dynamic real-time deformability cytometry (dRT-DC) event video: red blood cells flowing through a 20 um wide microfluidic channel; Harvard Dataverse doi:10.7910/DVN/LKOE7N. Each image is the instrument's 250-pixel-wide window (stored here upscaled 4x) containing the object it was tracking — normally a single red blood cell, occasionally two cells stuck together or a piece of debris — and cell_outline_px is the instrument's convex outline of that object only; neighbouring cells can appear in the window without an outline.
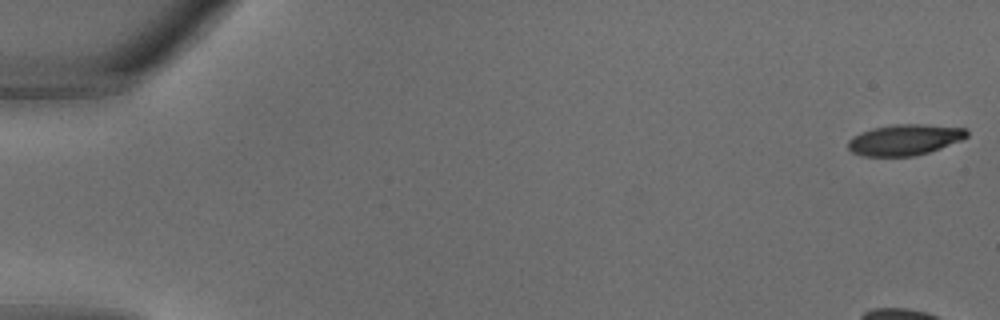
{"species": "common noctule bat (a hibernating species)", "species_latin": "Nyctalus noctula", "temperature_condition": "warm", "stored_images_in_passage": 35, "camera_frame_rate_fps": 3000, "um_per_image_px": 0.085, "animal": {"sex": "male", "body_mass_g": 18.8}, "frame": {"image": 1, "passage_image": 1, "time_ms": 0.0, "image_size_px": [1000, 320], "cell_outline_px": [[968, 136], [960, 140], [940, 148], [928, 152], [912, 156], [864, 156], [852, 152], [848, 148], [848, 140], [852, 136], [860, 132], [872, 128], [896, 124], [920, 124], [968, 128]], "centroid_in_image_um": [76.88, 11.87], "position_along_channel_um": 8.1, "area_um2": 21.33}}
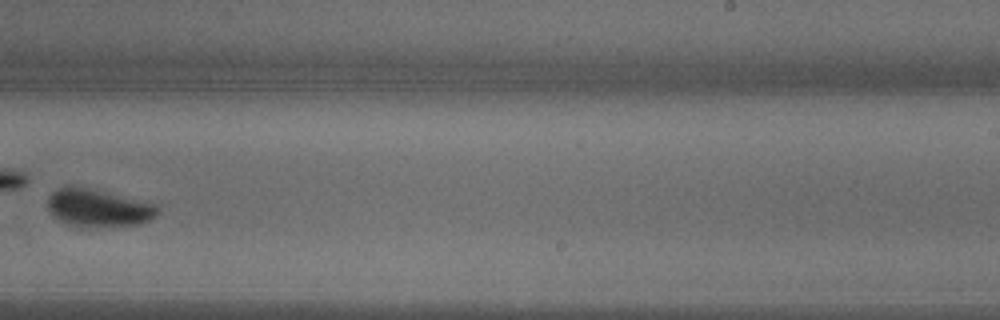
{"frame": {"image": 2, "passage_image": 23, "time_ms": 7.333, "image_size_px": [1000, 320], "cell_outline_px": [[160, 212], [152, 220], [140, 224], [80, 228], [60, 220], [52, 216], [48, 208], [48, 196], [52, 192], [64, 184], [72, 184], [160, 204]], "centroid_in_image_um": [8.38, 17.66], "position_along_channel_um": 280.6, "area_um2": 24.91}}
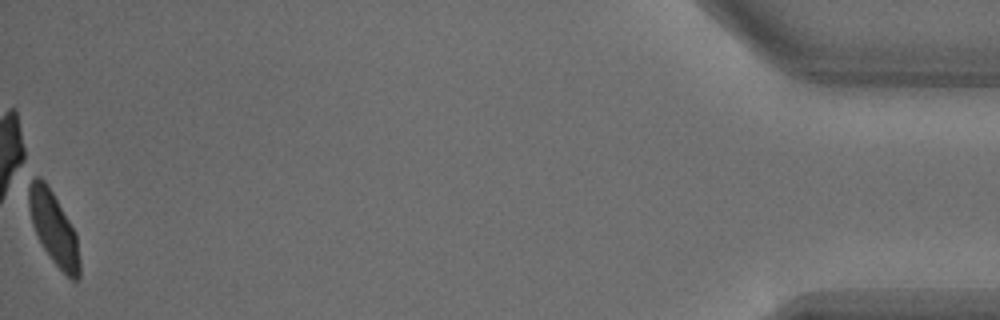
{"frame": {"image": 3, "passage_image": 35, "time_ms": 11.333, "image_size_px": [1000, 320], "cell_outline_px": [[80, 276], [76, 280], [72, 280], [52, 260], [44, 248], [32, 224], [28, 208], [28, 184], [36, 176], [40, 176], [44, 180], [52, 192], [76, 232], [80, 260]], "centroid_in_image_um": [4.56, 19.38], "position_along_channel_um": 430.6, "area_um2": 21.27}}